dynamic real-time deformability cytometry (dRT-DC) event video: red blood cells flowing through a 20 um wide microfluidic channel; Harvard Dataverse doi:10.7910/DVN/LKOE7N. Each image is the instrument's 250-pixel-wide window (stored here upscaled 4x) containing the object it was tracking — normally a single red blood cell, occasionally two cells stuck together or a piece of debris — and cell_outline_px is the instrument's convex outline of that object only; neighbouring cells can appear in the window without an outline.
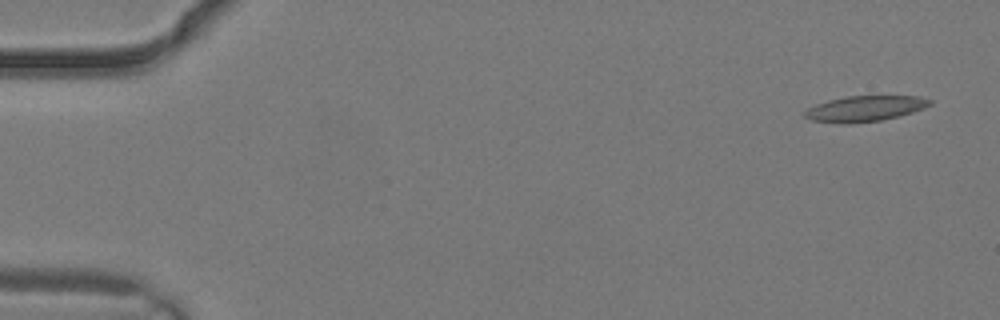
{"species": "common noctule bat (a hibernating species)", "species_latin": "Nyctalus noctula", "temperature_condition": "warm", "stored_images_in_passage": 4, "camera_frame_rate_fps": 3000, "um_per_image_px": 0.085, "animal": {"sex": "male", "body_mass_g": 19.2, "forearm_length_mm": 51.8}, "frame": {"image": 1, "passage_image": 4, "time_ms": 1.0, "image_size_px": [1000, 320], "cell_outline_px": [[932, 104], [924, 108], [900, 116], [880, 120], [848, 124], [840, 124], [812, 120], [804, 116], [804, 112], [808, 108], [816, 104], [828, 100], [848, 96], [920, 96], [932, 100]], "centroid_in_image_um": [73.52, 9.23], "position_along_channel_um": 11.5, "area_um2": 18.73}}